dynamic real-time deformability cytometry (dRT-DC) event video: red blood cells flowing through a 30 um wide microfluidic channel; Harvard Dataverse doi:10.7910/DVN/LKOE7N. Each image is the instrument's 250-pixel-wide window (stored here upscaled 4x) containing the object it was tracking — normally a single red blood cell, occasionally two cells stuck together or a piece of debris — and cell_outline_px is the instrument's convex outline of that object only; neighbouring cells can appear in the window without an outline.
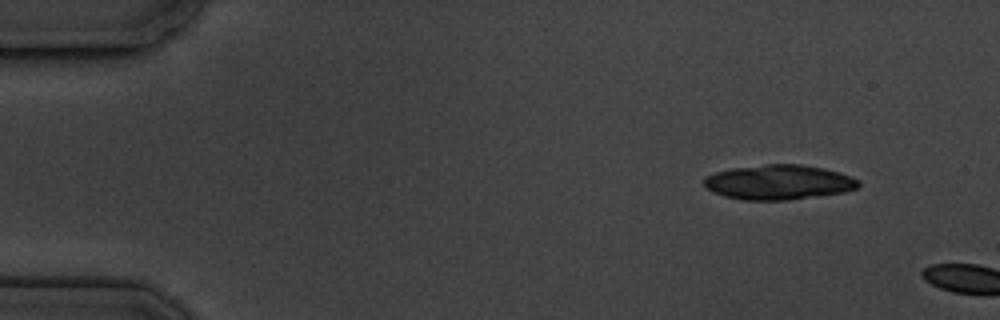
{"species": "common noctule bat (a hibernating species)", "species_latin": "Nyctalus noctula", "temperature_condition": "cold", "stored_images_in_passage": 3, "camera_frame_rate_fps": 3000, "um_per_image_px": 0.085, "animal": {"sex": "male", "body_mass_g": 19.5, "forearm_length_mm": 54.6}, "frame": {"image": 1, "passage_image": 2, "time_ms": 1.0, "image_size_px": [1000, 320], "cell_outline_px": [[860, 184], [856, 188], [844, 192], [788, 200], [744, 200], [724, 196], [708, 188], [704, 184], [704, 176], [716, 172], [732, 168], [768, 164], [800, 164], [824, 168], [840, 172], [860, 180]], "centroid_in_image_um": [66.21, 15.48], "position_along_channel_um": 18.8, "area_um2": 31.21}}